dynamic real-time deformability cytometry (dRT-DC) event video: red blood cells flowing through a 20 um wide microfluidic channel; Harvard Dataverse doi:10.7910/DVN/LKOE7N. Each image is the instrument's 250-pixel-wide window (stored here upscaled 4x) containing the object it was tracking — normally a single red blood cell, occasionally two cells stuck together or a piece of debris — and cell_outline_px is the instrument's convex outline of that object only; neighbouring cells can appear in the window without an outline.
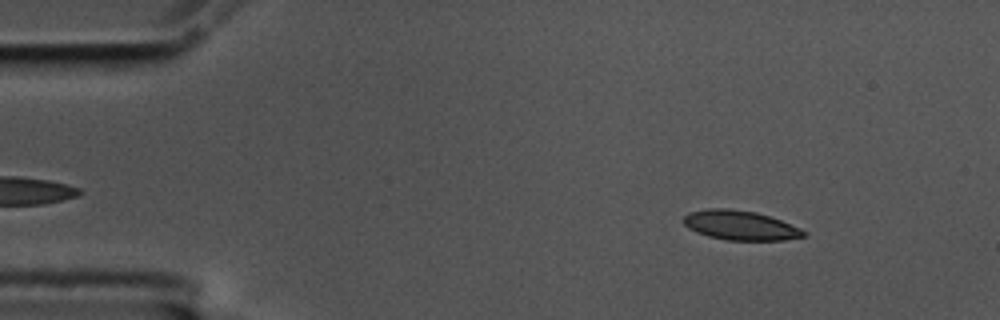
{"species": "common noctule bat (a hibernating species)", "species_latin": "Nyctalus noctula", "temperature_condition": "cold", "stored_images_in_passage": 58, "camera_frame_rate_fps": 3000, "um_per_image_px": 0.085, "animal": {"sex": "male", "body_mass_g": 17.5, "forearm_length_mm": 52.3}, "frame": {"image": 1, "passage_image": 7, "time_ms": 2.0, "image_size_px": [1000, 320], "cell_outline_px": [[808, 236], [784, 240], [724, 240], [708, 236], [696, 232], [688, 228], [684, 224], [684, 216], [688, 212], [708, 208], [728, 208], [756, 212], [780, 220], [800, 228], [808, 232]], "centroid_in_image_um": [62.93, 19.15], "position_along_channel_um": 22.1, "area_um2": 20.75}}
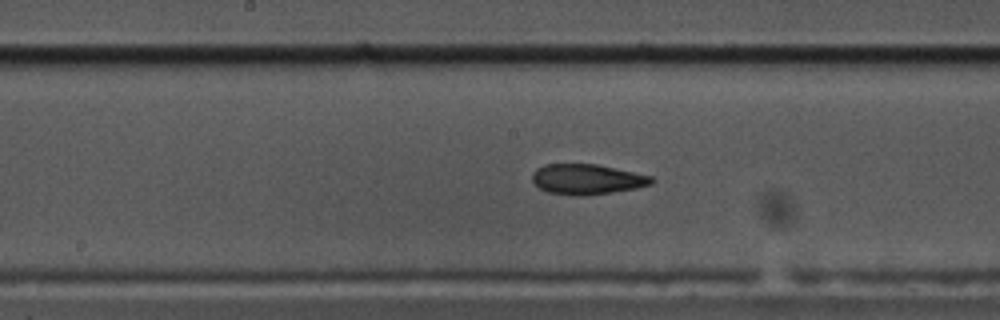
{"frame": {"image": 2, "passage_image": 29, "time_ms": 9.333, "image_size_px": [1000, 320], "cell_outline_px": [[656, 180], [652, 184], [636, 188], [612, 192], [580, 196], [572, 196], [548, 192], [540, 188], [532, 180], [532, 172], [536, 168], [544, 164], [596, 164], [652, 176]], "centroid_in_image_um": [49.88, 15.24], "position_along_channel_um": 198.3, "area_um2": 21.1}}
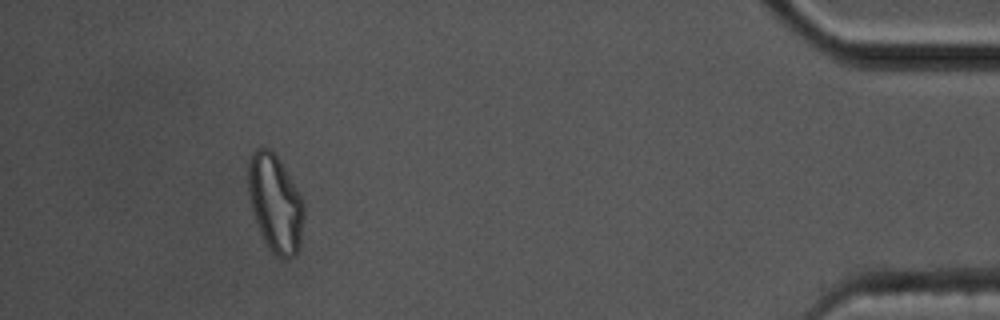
{"frame": {"image": 3, "passage_image": 53, "time_ms": 17.333, "image_size_px": [1000, 320], "cell_outline_px": [[304, 220], [300, 248], [296, 256], [288, 260], [284, 260], [276, 256], [272, 252], [264, 240], [256, 224], [252, 212], [248, 192], [248, 164], [252, 152], [256, 148], [268, 148], [276, 156], [304, 200]], "centroid_in_image_um": [23.41, 17.35], "position_along_channel_um": 411.8, "area_um2": 31.96}, "authors_computed_cell_mechanics": {"area_um2": 21.1548, "velocity_mm_per_s": 3.4379, "shape_relaxation_time_tau1_ms": 4.9421, "shape_relaxation_time_tau2_ms": 2.6888, "deformation_change_tau1": 0.1599, "deformation_change_tau2": 0.0973}}